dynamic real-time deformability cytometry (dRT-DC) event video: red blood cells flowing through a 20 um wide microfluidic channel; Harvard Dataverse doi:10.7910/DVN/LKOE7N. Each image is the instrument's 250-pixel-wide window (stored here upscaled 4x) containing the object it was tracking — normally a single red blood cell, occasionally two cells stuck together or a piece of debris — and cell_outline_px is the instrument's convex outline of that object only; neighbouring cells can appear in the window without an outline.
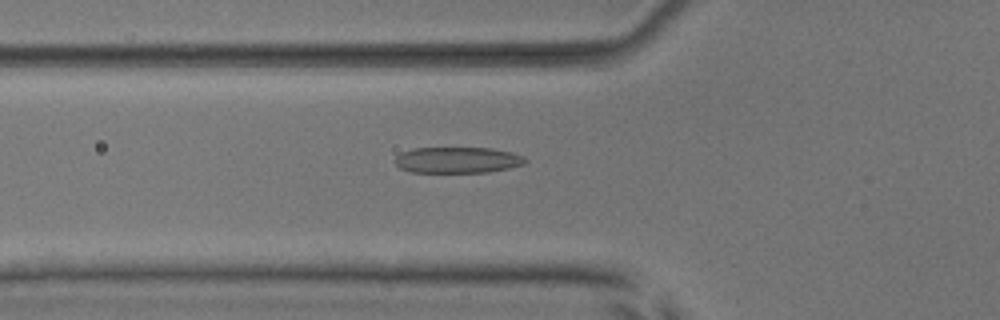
{"species": "common noctule bat (a hibernating species)", "species_latin": "Nyctalus noctula", "temperature_condition": "room temperature", "stored_images_in_passage": 55, "camera_frame_rate_fps": 3000, "um_per_image_px": 0.085, "animal": {"sex": "male", "body_mass_g": 17.9, "forearm_length_mm": 54.2}, "frame": {"image": 1, "passage_image": 20, "time_ms": 6.333, "image_size_px": [1000, 320], "cell_outline_px": [[528, 160], [524, 164], [508, 168], [488, 172], [408, 172], [400, 168], [392, 160], [400, 152], [412, 148], [492, 148], [512, 152], [524, 156]], "centroid_in_image_um": [38.86, 13.6], "position_along_channel_um": 86.9, "area_um2": 20.0}}
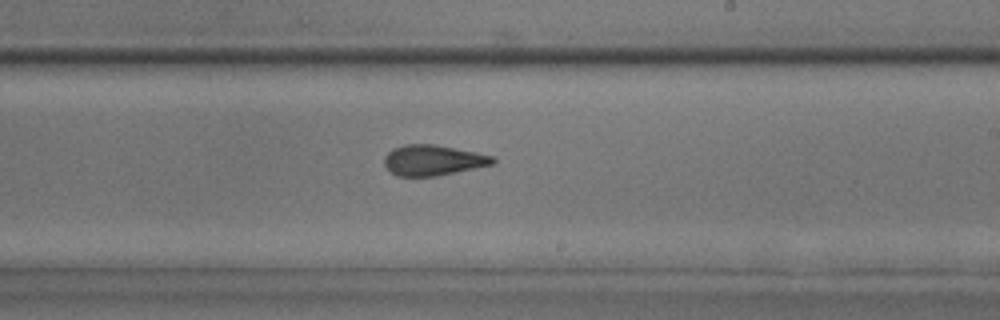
{"frame": {"image": 2, "passage_image": 33, "time_ms": 10.667, "image_size_px": [1000, 320], "cell_outline_px": [[496, 164], [436, 176], [396, 176], [384, 164], [384, 156], [392, 148], [404, 144], [432, 144], [476, 152], [492, 156], [496, 160]], "centroid_in_image_um": [36.81, 13.62], "position_along_channel_um": 252.2, "area_um2": 19.31}}
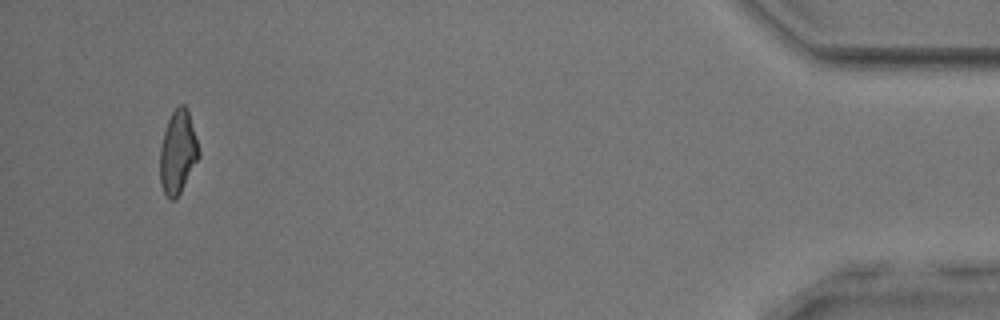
{"frame": {"image": 3, "passage_image": 52, "time_ms": 17.0, "image_size_px": [1000, 320], "cell_outline_px": [[200, 156], [176, 200], [172, 200], [164, 192], [160, 184], [160, 148], [164, 132], [168, 120], [172, 112], [180, 104], [184, 104], [188, 108], [200, 152]], "centroid_in_image_um": [15.12, 12.93], "position_along_channel_um": 420.1, "area_um2": 18.79}, "authors_computed_cell_mechanics": {"area_um2": 19.7676, "velocity_mm_per_s": 3.8154, "shape_relaxation_time_tau1_ms": 6.3284, "shape_relaxation_time_tau2_ms": 1.7713, "deformation_change_tau1": 0.1933, "deformation_change_tau2": 0.1117}}